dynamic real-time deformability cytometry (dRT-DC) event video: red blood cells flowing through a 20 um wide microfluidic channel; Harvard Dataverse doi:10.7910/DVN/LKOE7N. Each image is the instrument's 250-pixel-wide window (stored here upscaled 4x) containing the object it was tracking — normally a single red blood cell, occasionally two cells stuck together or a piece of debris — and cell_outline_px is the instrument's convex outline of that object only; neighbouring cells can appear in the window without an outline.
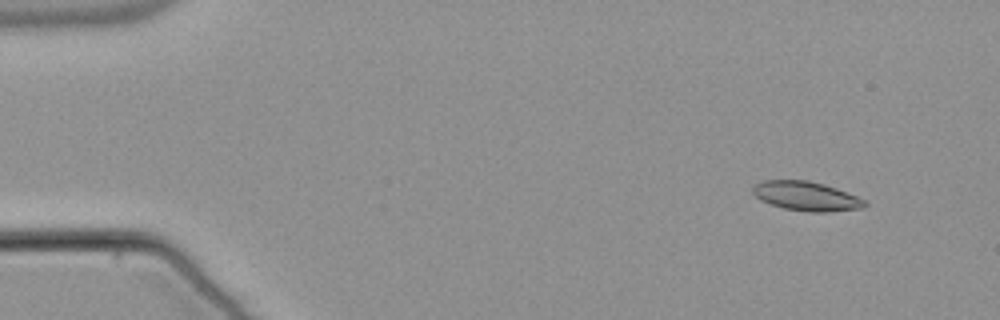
{"species": "common noctule bat (a hibernating species)", "species_latin": "Nyctalus noctula", "temperature_condition": "warm", "stored_images_in_passage": 51, "camera_frame_rate_fps": 3000, "um_per_image_px": 0.085, "animal": {"sex": "male", "body_mass_g": 21.5, "forearm_length_mm": 52.0}, "frame": {"image": 1, "passage_image": 2, "time_ms": 0.333, "image_size_px": [1000, 320], "cell_outline_px": [[868, 204], [864, 208], [824, 212], [808, 212], [784, 208], [760, 200], [752, 192], [752, 188], [756, 184], [764, 180], [808, 180], [824, 184], [856, 196], [864, 200]], "centroid_in_image_um": [68.53, 16.67], "position_along_channel_um": 16.5, "area_um2": 18.9}}
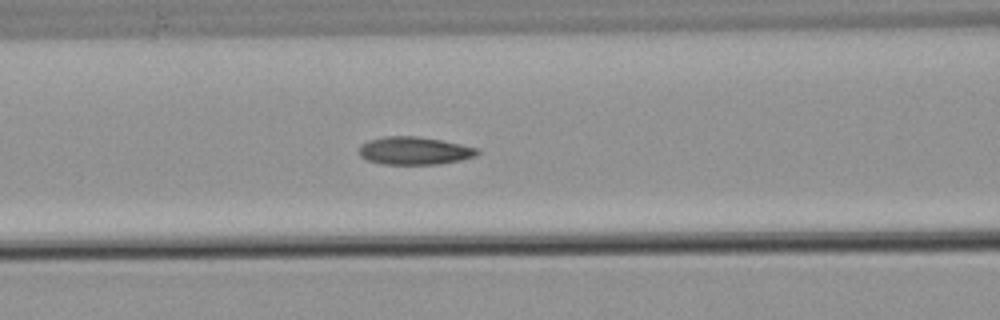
{"frame": {"image": 2, "passage_image": 20, "time_ms": 6.333, "image_size_px": [1000, 320], "cell_outline_px": [[480, 152], [476, 156], [460, 160], [440, 164], [380, 164], [368, 160], [360, 156], [360, 148], [364, 144], [372, 140], [384, 136], [416, 136], [440, 140], [460, 144], [476, 148]], "centroid_in_image_um": [35.25, 12.82], "position_along_channel_um": 131.4, "area_um2": 18.9}}
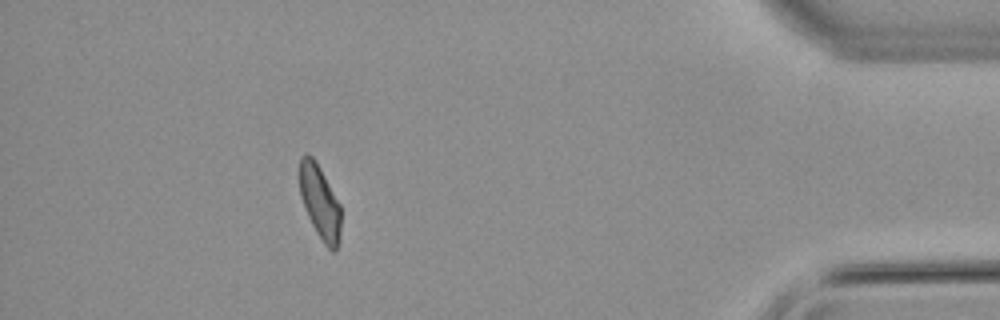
{"frame": {"image": 3, "passage_image": 46, "time_ms": 15.0, "image_size_px": [1000, 320], "cell_outline_px": [[340, 236], [336, 252], [332, 252], [324, 244], [316, 232], [308, 216], [300, 196], [300, 160], [304, 156], [312, 156], [316, 160], [340, 204]], "centroid_in_image_um": [27.21, 17.22], "position_along_channel_um": 408.0, "area_um2": 17.57}, "authors_computed_cell_mechanics": {"area_um2": 19.074, "velocity_mm_per_s": 3.7991, "shape_relaxation_time_tau1_ms": null, "shape_relaxation_time_tau2_ms": 3.0748, "deformation_change_tau1": null, "deformation_change_tau2": 0.0935}}